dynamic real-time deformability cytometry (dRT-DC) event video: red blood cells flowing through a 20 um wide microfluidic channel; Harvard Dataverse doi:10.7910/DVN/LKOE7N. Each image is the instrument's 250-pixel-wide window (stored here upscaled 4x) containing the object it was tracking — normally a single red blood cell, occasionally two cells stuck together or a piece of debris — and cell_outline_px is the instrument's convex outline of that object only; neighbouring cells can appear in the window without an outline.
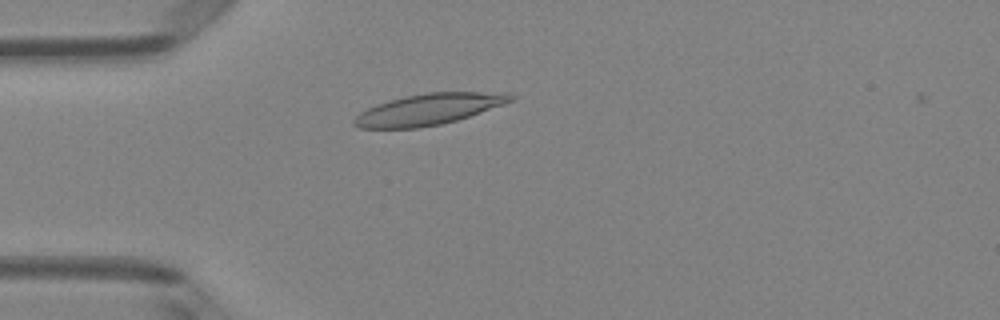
{"species": "Egyptian fruit bat (a non-hibernating species)", "species_latin": "Rousettus aegyptiacus", "temperature_condition": "room temperature", "stored_images_in_passage": 37, "camera_frame_rate_fps": 3000, "um_per_image_px": 0.085, "animal": {"sex": "female"}, "frame": {"image": 1, "passage_image": 1, "time_ms": 0.0, "image_size_px": [1000, 320], "cell_outline_px": [[516, 100], [456, 120], [440, 124], [416, 128], [356, 128], [352, 124], [352, 120], [360, 112], [376, 104], [388, 100], [404, 96], [428, 92], [508, 92], [516, 96]], "centroid_in_image_um": [36.44, 9.28], "position_along_channel_um": 48.6, "area_um2": 28.5}}
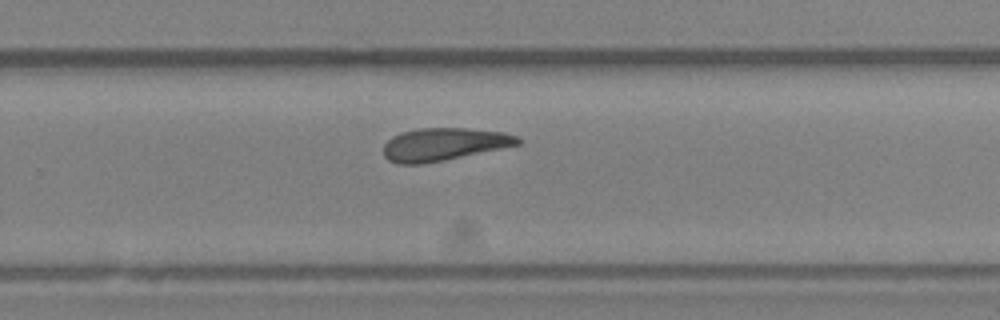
{"frame": {"image": 2, "passage_image": 20, "time_ms": 6.333, "image_size_px": [1000, 320], "cell_outline_px": [[520, 144], [444, 160], [420, 164], [396, 164], [388, 160], [384, 156], [384, 144], [392, 136], [404, 132], [420, 128], [464, 128], [504, 132], [516, 136], [520, 140]], "centroid_in_image_um": [37.69, 12.27], "position_along_channel_um": 292.1, "area_um2": 25.32}}
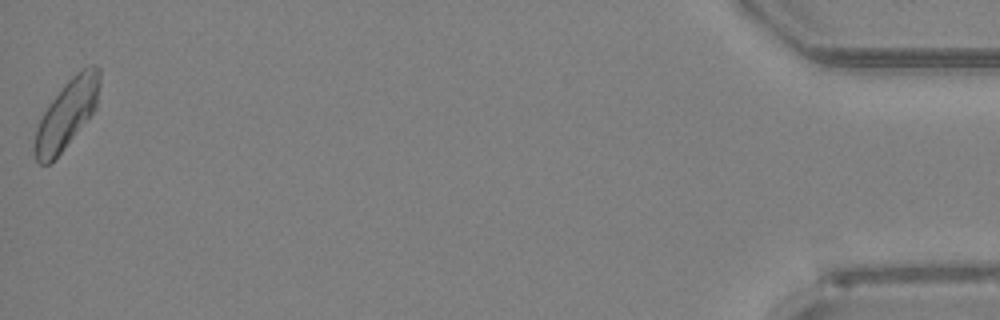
{"frame": {"image": 3, "passage_image": 37, "time_ms": 12.0, "image_size_px": [1000, 320], "cell_outline_px": [[100, 84], [96, 108], [64, 148], [48, 164], [40, 164], [36, 160], [32, 148], [36, 128], [48, 104], [64, 84], [76, 72], [92, 64], [96, 64], [100, 68]], "centroid_in_image_um": [5.67, 9.66], "position_along_channel_um": 429.5, "area_um2": 25.72}, "authors_computed_cell_mechanics": {"area_um2": 25.721, "velocity_mm_per_s": 4.0784, "shape_relaxation_time_tau1_ms": 8.3372, "shape_relaxation_time_tau2_ms": 10.9505, "deformation_change_tau1": 0.1782, "deformation_change_tau2": 0.2154}}